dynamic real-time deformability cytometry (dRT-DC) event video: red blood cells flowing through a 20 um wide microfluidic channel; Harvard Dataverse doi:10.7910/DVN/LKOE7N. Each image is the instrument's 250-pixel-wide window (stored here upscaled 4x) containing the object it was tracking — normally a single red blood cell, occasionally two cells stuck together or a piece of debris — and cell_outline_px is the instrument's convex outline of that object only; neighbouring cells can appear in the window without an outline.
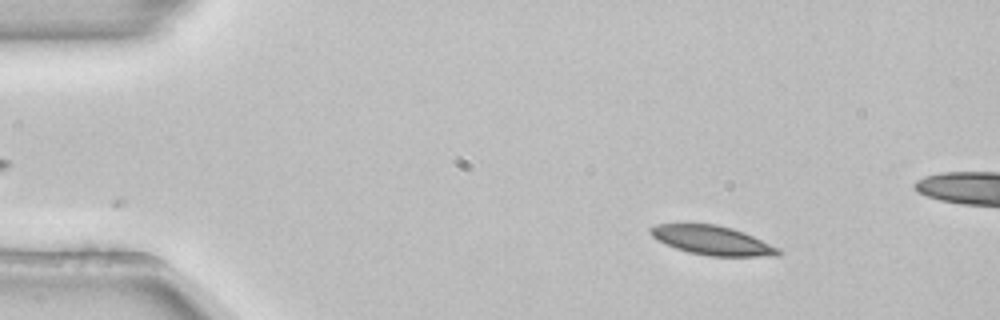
{"species": "common noctule bat (a hibernating species)", "species_latin": "Nyctalus noctula", "temperature_condition": "room temperature", "stored_images_in_passage": 7, "camera_frame_rate_fps": 3000, "um_per_image_px": 0.085, "animal": {"sex": "female", "body_mass_g": 22.7, "forearm_length_mm": 54.2}, "frame": {"image": 1, "passage_image": 1, "time_ms": 0.0, "image_size_px": [1000, 320], "cell_outline_px": [[784, 252], [780, 256], [708, 256], [688, 252], [664, 244], [656, 240], [648, 232], [648, 228], [656, 224], [684, 220], [716, 224], [732, 228], [744, 232], [780, 248]], "centroid_in_image_um": [60.46, 20.38], "position_along_channel_um": 24.5, "area_um2": 22.83}}